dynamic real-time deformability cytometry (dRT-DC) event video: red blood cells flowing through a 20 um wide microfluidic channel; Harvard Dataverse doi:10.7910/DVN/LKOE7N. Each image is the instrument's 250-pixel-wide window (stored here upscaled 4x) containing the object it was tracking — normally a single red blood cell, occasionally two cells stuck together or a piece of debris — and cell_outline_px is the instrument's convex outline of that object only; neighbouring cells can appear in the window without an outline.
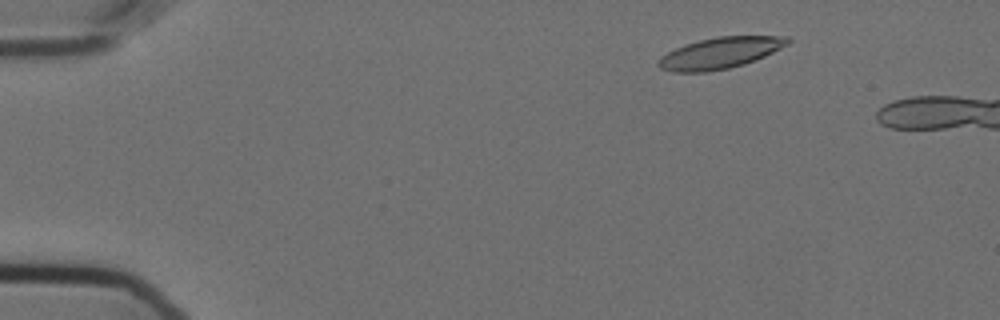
{"species": "Egyptian fruit bat (a non-hibernating species)", "species_latin": "Rousettus aegyptiacus", "temperature_condition": "cold", "stored_images_in_passage": 6, "camera_frame_rate_fps": 3000, "um_per_image_px": 0.085, "animal": {"sex": "female"}, "frame": {"image": 1, "passage_image": 1, "time_ms": 0.0, "image_size_px": [1000, 320], "cell_outline_px": [[792, 40], [788, 44], [764, 56], [744, 64], [728, 68], [704, 72], [672, 72], [660, 68], [656, 64], [660, 56], [676, 48], [700, 40], [716, 36], [788, 36]], "centroid_in_image_um": [61.19, 4.5], "position_along_channel_um": 23.8, "area_um2": 23.35}}